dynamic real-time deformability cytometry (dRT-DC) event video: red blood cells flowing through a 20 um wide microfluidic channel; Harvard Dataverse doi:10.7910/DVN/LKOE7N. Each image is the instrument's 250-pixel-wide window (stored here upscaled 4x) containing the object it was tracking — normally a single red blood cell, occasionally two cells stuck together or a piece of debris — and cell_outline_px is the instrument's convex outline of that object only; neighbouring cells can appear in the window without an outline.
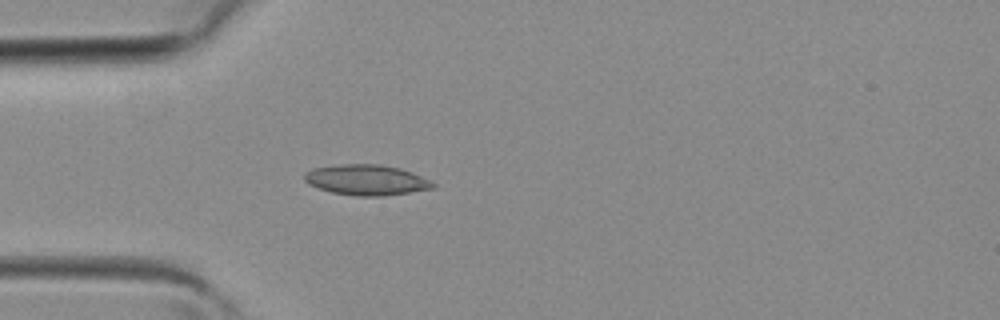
{"species": "common noctule bat (a hibernating species)", "species_latin": "Nyctalus noctula", "temperature_condition": "room temperature", "stored_images_in_passage": 3, "camera_frame_rate_fps": 3000, "um_per_image_px": 0.085, "animal": {"sex": "female", "body_mass_g": 19.3, "forearm_length_mm": 54.1}, "frame": {"image": 1, "passage_image": 3, "time_ms": 0.667, "image_size_px": [1000, 320], "cell_outline_px": [[436, 188], [384, 196], [356, 196], [332, 192], [308, 184], [304, 180], [304, 172], [312, 168], [344, 164], [380, 164], [400, 168], [412, 172], [436, 184]], "centroid_in_image_um": [31.14, 15.29], "position_along_channel_um": 53.9, "area_um2": 22.83}}